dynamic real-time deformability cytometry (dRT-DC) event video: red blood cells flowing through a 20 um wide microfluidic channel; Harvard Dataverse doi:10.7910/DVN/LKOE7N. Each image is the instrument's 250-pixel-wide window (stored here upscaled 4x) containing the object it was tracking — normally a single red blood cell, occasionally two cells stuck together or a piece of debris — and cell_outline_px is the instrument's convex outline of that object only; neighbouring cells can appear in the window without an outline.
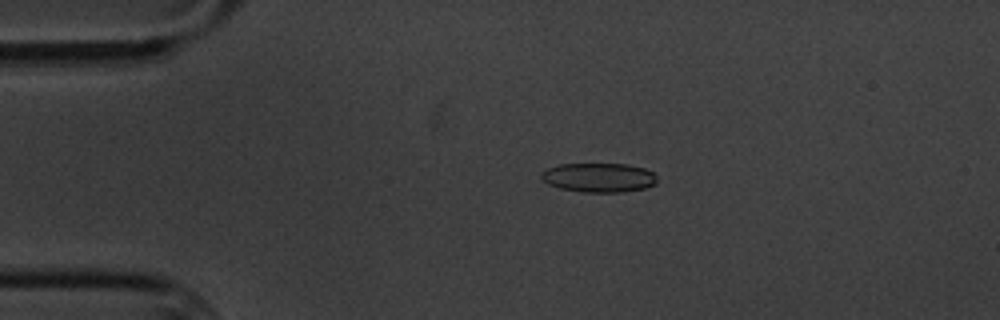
{"species": "common noctule bat (a hibernating species)", "species_latin": "Nyctalus noctula", "temperature_condition": "cold", "stored_images_in_passage": 9, "camera_frame_rate_fps": 3000, "um_per_image_px": 0.085, "animal": {"sex": "male", "body_mass_g": 20.1, "forearm_length_mm": 53.5}, "frame": {"image": 1, "passage_image": 4, "time_ms": 3.667, "image_size_px": [1000, 320], "cell_outline_px": [[656, 184], [644, 188], [620, 192], [584, 192], [560, 188], [548, 184], [540, 180], [540, 176], [548, 168], [560, 164], [628, 164], [644, 168], [652, 172], [656, 176]], "centroid_in_image_um": [50.89, 15.09], "position_along_channel_um": 34.1, "area_um2": 19.65}}
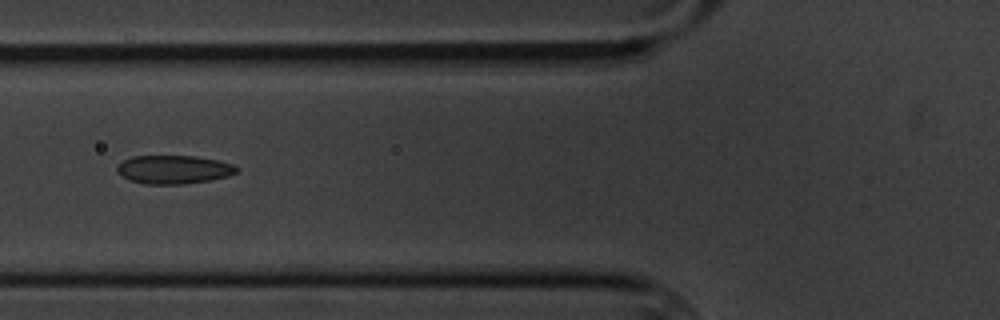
{"frame": {"image": 2, "passage_image": 7, "time_ms": 7.0, "image_size_px": [1000, 320], "cell_outline_px": [[240, 172], [228, 176], [212, 180], [184, 184], [144, 184], [128, 180], [120, 176], [116, 172], [116, 168], [124, 160], [132, 156], [196, 156], [216, 160], [232, 164], [240, 168]], "centroid_in_image_um": [14.77, 14.42], "position_along_channel_um": 111.0, "area_um2": 20.11}}
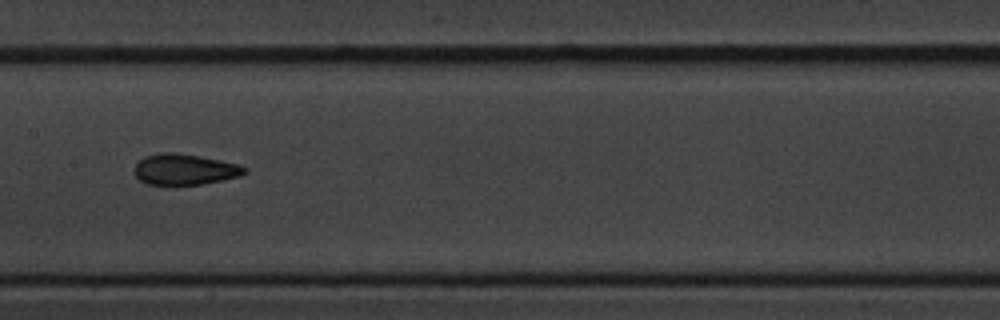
{"frame": {"image": 3, "passage_image": 9, "time_ms": 9.333, "image_size_px": [1000, 320], "cell_outline_px": [[248, 172], [240, 176], [200, 184], [148, 184], [140, 180], [132, 172], [132, 168], [144, 156], [164, 152], [172, 152], [220, 160], [240, 164], [248, 168]], "centroid_in_image_um": [15.69, 14.39], "position_along_channel_um": 191.7, "area_um2": 19.71}}